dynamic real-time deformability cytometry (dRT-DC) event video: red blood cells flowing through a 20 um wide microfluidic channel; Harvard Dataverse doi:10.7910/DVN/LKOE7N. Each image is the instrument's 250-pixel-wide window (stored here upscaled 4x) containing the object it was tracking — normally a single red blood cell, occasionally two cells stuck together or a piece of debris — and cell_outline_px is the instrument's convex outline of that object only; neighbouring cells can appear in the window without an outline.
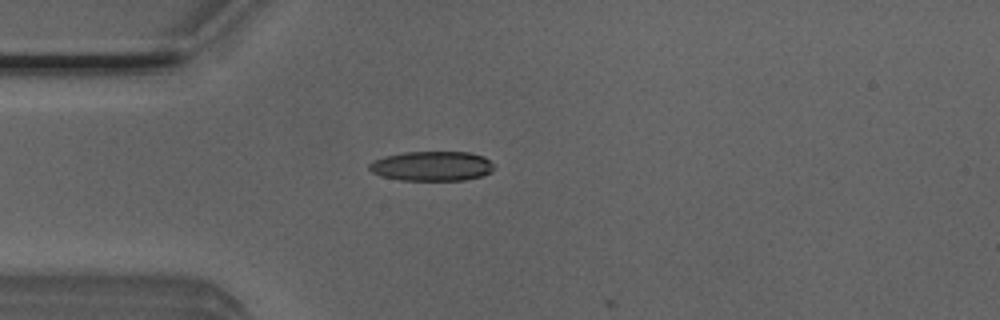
{"species": "Egyptian fruit bat (a non-hibernating species)", "species_latin": "Rousettus aegyptiacus", "temperature_condition": "room temperature", "stored_images_in_passage": 6, "camera_frame_rate_fps": 3000, "um_per_image_px": 0.085, "animal": {"sex": "male"}, "frame": {"image": 1, "passage_image": 3, "time_ms": 0.667, "image_size_px": [1000, 320], "cell_outline_px": [[492, 168], [488, 172], [480, 176], [464, 180], [400, 180], [380, 176], [372, 172], [368, 168], [368, 164], [372, 160], [384, 156], [404, 152], [468, 152], [484, 156], [492, 164]], "centroid_in_image_um": [36.63, 14.11], "position_along_channel_um": 48.4, "area_um2": 21.5}}